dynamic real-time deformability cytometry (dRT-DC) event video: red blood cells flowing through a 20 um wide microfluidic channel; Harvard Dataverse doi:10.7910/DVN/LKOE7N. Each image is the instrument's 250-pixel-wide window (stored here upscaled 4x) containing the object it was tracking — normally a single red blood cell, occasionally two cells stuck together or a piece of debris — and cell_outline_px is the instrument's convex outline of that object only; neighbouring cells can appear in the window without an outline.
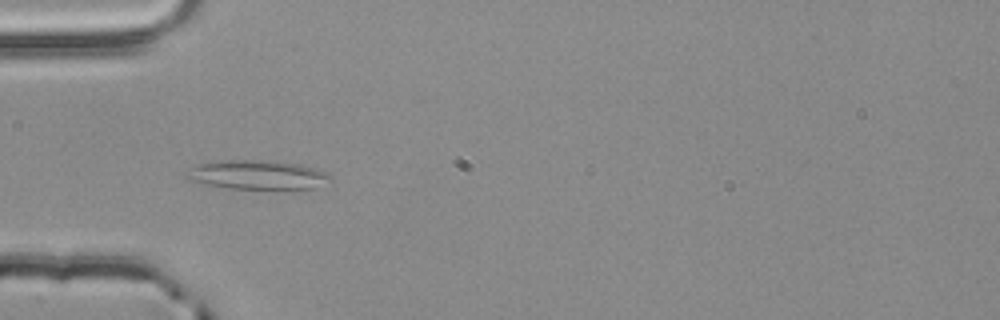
{"species": "common noctule bat (a hibernating species)", "species_latin": "Nyctalus noctula", "temperature_condition": "room temperature", "stored_images_in_passage": 5, "camera_frame_rate_fps": 3000, "um_per_image_px": 0.085, "animal": {"sex": "male", "body_mass_g": 20.4}, "frame": {"image": 1, "passage_image": 2, "time_ms": 0.333, "image_size_px": [1000, 320], "cell_outline_px": [[332, 180], [316, 188], [228, 188], [208, 184], [192, 180], [184, 176], [184, 172], [200, 164], [220, 160], [264, 160], [300, 164], [316, 168], [328, 172], [332, 176]], "centroid_in_image_um": [21.94, 14.85], "position_along_channel_um": 63.1, "area_um2": 24.22}}